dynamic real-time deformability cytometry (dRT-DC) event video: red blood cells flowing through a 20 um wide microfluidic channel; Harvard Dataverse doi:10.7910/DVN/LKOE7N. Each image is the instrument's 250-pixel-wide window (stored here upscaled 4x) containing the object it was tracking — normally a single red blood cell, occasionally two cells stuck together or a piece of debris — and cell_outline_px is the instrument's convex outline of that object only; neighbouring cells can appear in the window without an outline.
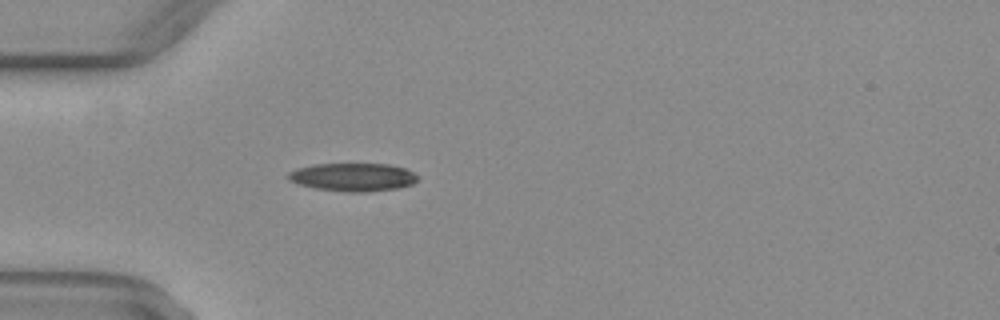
{"species": "common noctule bat (a hibernating species)", "species_latin": "Nyctalus noctula", "temperature_condition": "warm", "stored_images_in_passage": 36, "camera_frame_rate_fps": 3000, "um_per_image_px": 0.085, "animal": {"sex": "female", "body_mass_g": 29.2, "forearm_length_mm": 56.3}, "frame": {"image": 1, "passage_image": 1, "time_ms": 0.0, "image_size_px": [1000, 320], "cell_outline_px": [[420, 176], [412, 184], [396, 188], [368, 192], [344, 192], [316, 188], [300, 184], [288, 180], [288, 172], [296, 168], [316, 164], [388, 164], [404, 168]], "centroid_in_image_um": [29.99, 15.05], "position_along_channel_um": 55.0, "area_um2": 21.15}}
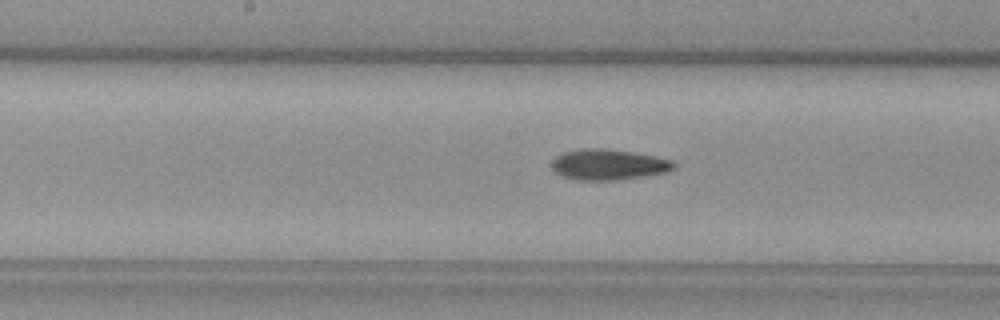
{"frame": {"image": 2, "passage_image": 12, "time_ms": 3.667, "image_size_px": [1000, 320], "cell_outline_px": [[676, 168], [668, 172], [620, 180], [572, 180], [556, 172], [552, 168], [552, 160], [556, 156], [564, 152], [584, 148], [608, 148], [656, 156], [672, 160], [676, 164]], "centroid_in_image_um": [51.75, 13.99], "position_along_channel_um": 196.5, "area_um2": 22.08}}
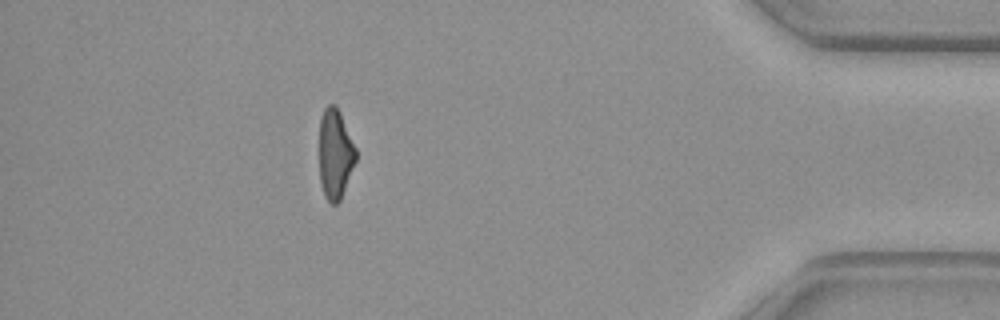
{"frame": {"image": 3, "passage_image": 31, "time_ms": 10.0, "image_size_px": [1000, 320], "cell_outline_px": [[356, 160], [340, 200], [336, 204], [332, 204], [324, 196], [320, 180], [320, 116], [324, 108], [328, 104], [336, 104], [340, 112], [356, 148]], "centroid_in_image_um": [28.49, 13.06], "position_along_channel_um": 406.7, "area_um2": 19.07}, "authors_computed_cell_mechanics": {"area_um2": 21.1259, "velocity_mm_per_s": 4.0957, "shape_relaxation_time_tau1_ms": null, "shape_relaxation_time_tau2_ms": 4.4422, "deformation_change_tau1": null, "deformation_change_tau2": 0.1372}}